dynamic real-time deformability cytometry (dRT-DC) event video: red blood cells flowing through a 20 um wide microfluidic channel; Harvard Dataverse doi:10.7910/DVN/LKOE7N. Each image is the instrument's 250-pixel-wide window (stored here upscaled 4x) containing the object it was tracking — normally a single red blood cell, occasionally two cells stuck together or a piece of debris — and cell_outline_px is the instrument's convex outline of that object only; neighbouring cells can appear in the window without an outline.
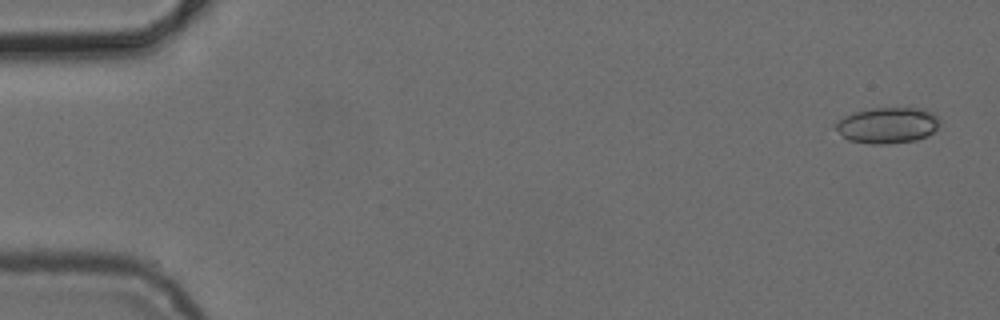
{"species": "common noctule bat (a hibernating species)", "species_latin": "Nyctalus noctula", "temperature_condition": "cold", "stored_images_in_passage": 5, "camera_frame_rate_fps": 3000, "um_per_image_px": 0.085, "animal": {"sex": "female", "body_mass_g": 24.6, "forearm_length_mm": 56.2}, "frame": {"image": 1, "passage_image": 1, "time_ms": 0.0, "image_size_px": [1000, 320], "cell_outline_px": [[940, 124], [932, 132], [916, 140], [884, 144], [872, 144], [848, 140], [836, 128], [836, 124], [844, 116], [856, 112], [872, 108], [924, 108], [932, 112], [940, 120]], "centroid_in_image_um": [75.47, 10.64], "position_along_channel_um": 9.5, "area_um2": 21.5}}
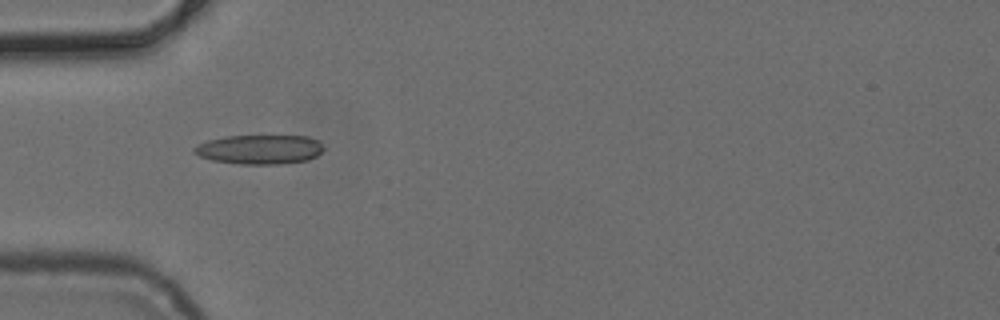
{"frame": {"image": 2, "passage_image": 4, "time_ms": 5.0, "image_size_px": [1000, 320], "cell_outline_px": [[324, 148], [316, 156], [308, 160], [280, 164], [240, 164], [212, 160], [200, 156], [192, 152], [192, 148], [208, 140], [224, 136], [308, 136], [320, 140]], "centroid_in_image_um": [22.08, 12.7], "position_along_channel_um": 62.9, "area_um2": 22.2}}
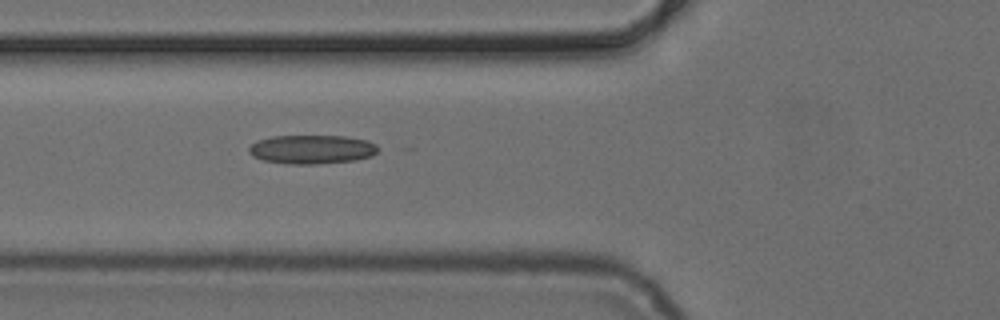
{"frame": {"image": 3, "passage_image": 5, "time_ms": 6.0, "image_size_px": [1000, 320], "cell_outline_px": [[384, 148], [372, 156], [356, 160], [316, 164], [292, 164], [264, 160], [252, 156], [248, 152], [248, 148], [256, 140], [272, 136], [344, 136], [368, 140]], "centroid_in_image_um": [26.56, 12.69], "position_along_channel_um": 99.2, "area_um2": 22.02}}